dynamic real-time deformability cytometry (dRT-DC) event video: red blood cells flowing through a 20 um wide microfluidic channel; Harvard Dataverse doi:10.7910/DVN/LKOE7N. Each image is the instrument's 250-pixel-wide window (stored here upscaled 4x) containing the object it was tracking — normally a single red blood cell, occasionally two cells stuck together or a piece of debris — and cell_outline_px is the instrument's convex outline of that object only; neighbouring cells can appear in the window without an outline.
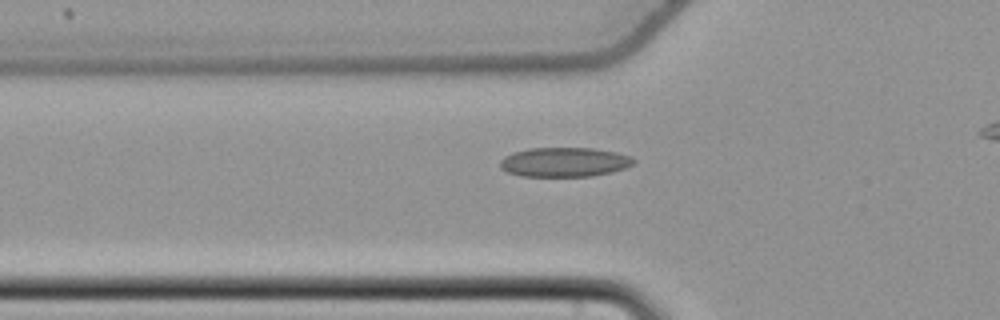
{"species": "common noctule bat (a hibernating species)", "species_latin": "Nyctalus noctula", "temperature_condition": "cold", "stored_images_in_passage": 44, "camera_frame_rate_fps": 3000, "um_per_image_px": 0.085, "animal": {"sex": "female", "body_mass_g": 22.7, "forearm_length_mm": 54.2}, "frame": {"image": 1, "passage_image": 15, "time_ms": 4.667, "image_size_px": [1000, 320], "cell_outline_px": [[636, 160], [632, 164], [624, 168], [612, 172], [592, 176], [520, 176], [508, 172], [500, 168], [500, 160], [504, 156], [512, 152], [528, 148], [592, 148], [616, 152], [632, 156]], "centroid_in_image_um": [47.96, 13.77], "position_along_channel_um": 77.8, "area_um2": 23.0}}
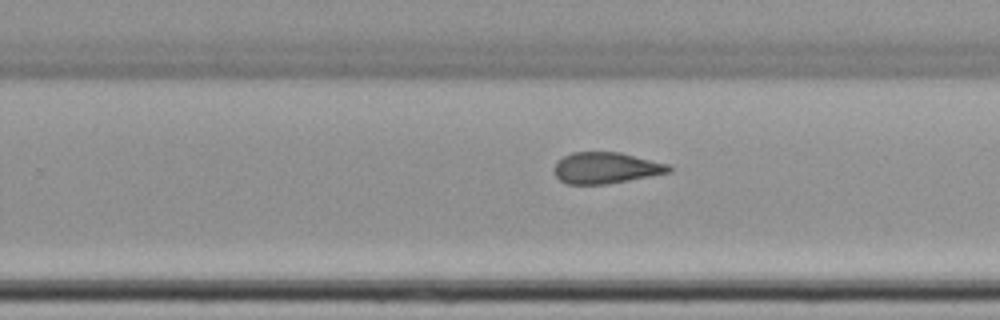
{"frame": {"image": 2, "passage_image": 31, "time_ms": 10.0, "image_size_px": [1000, 320], "cell_outline_px": [[672, 172], [652, 176], [608, 184], [568, 184], [560, 180], [556, 176], [552, 168], [564, 156], [572, 152], [620, 152], [668, 164], [672, 168]], "centroid_in_image_um": [51.52, 14.28], "position_along_channel_um": 278.3, "area_um2": 20.92}}
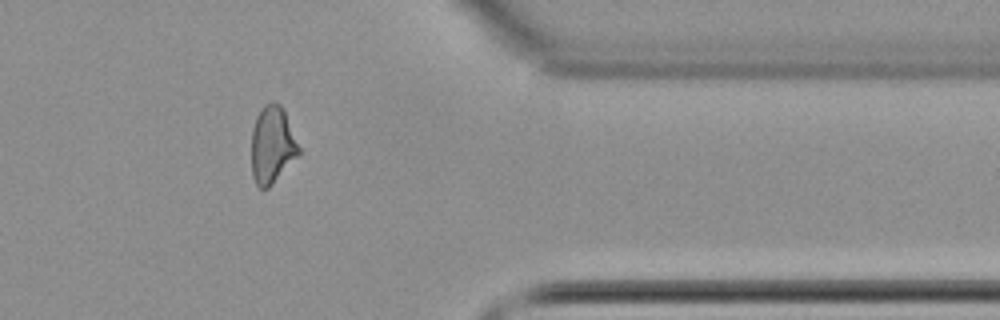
{"frame": {"image": 3, "passage_image": 41, "time_ms": 13.333, "image_size_px": [1000, 320], "cell_outline_px": [[300, 156], [268, 188], [260, 188], [256, 184], [252, 176], [252, 128], [256, 116], [264, 104], [272, 100], [280, 104], [284, 108], [300, 148]], "centroid_in_image_um": [23.16, 12.3], "position_along_channel_um": 388.2, "area_um2": 21.68}}